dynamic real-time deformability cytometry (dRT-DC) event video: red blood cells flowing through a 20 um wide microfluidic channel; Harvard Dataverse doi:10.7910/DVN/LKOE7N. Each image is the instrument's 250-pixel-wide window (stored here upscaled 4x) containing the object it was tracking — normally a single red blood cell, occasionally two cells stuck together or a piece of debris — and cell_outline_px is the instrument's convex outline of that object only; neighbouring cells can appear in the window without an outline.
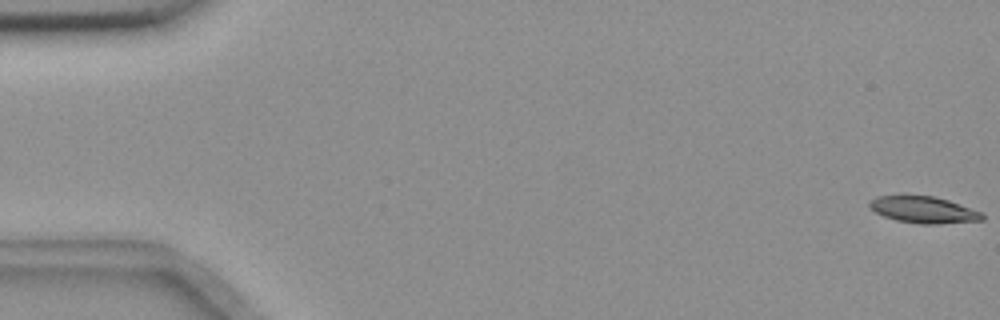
{"species": "common noctule bat (a hibernating species)", "species_latin": "Nyctalus noctula", "temperature_condition": "room temperature", "stored_images_in_passage": 57, "camera_frame_rate_fps": 3000, "um_per_image_px": 0.085, "animal": {"sex": "female", "body_mass_g": 18.4}, "frame": {"image": 1, "passage_image": 1, "time_ms": 0.0, "image_size_px": [1000, 320], "cell_outline_px": [[984, 220], [940, 224], [920, 224], [896, 220], [884, 216], [876, 212], [868, 204], [876, 196], [932, 196], [948, 200], [980, 212], [984, 216]], "centroid_in_image_um": [78.52, 17.84], "position_along_channel_um": 6.5, "area_um2": 17.17}}
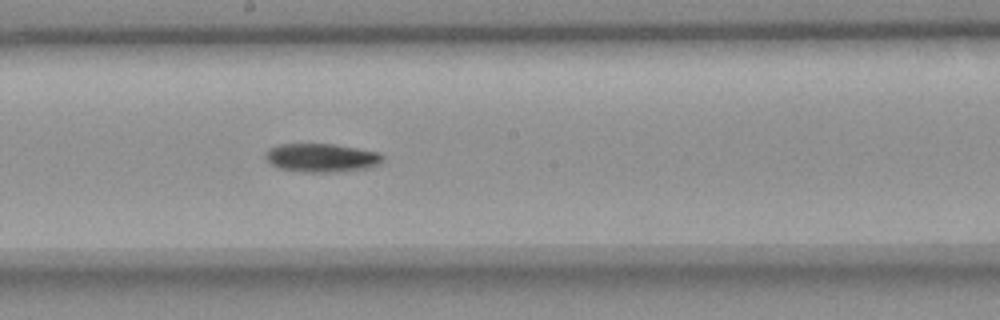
{"frame": {"image": 2, "passage_image": 31, "time_ms": 10.0, "image_size_px": [1000, 320], "cell_outline_px": [[384, 160], [380, 164], [368, 168], [336, 172], [308, 172], [280, 168], [272, 164], [264, 156], [268, 148], [280, 144], [332, 144], [380, 152], [384, 156]], "centroid_in_image_um": [27.37, 13.41], "position_along_channel_um": 220.8, "area_um2": 19.48}}
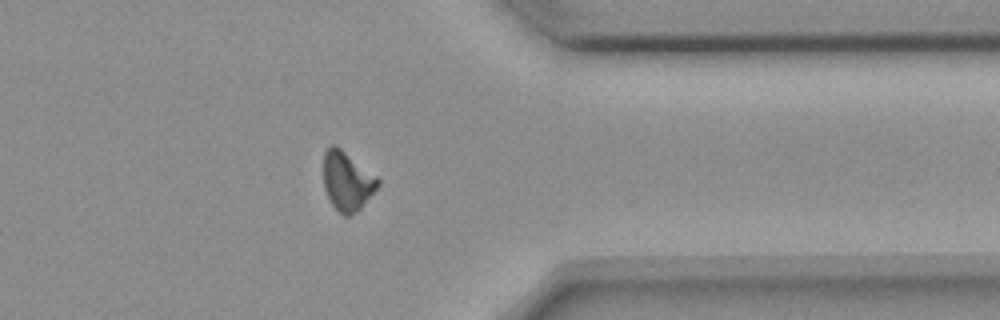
{"frame": {"image": 3, "passage_image": 45, "time_ms": 14.667, "image_size_px": [1000, 320], "cell_outline_px": [[380, 184], [360, 208], [356, 212], [348, 216], [344, 216], [332, 204], [324, 188], [324, 152], [332, 144], [340, 148], [376, 176], [380, 180]], "centroid_in_image_um": [29.5, 15.4], "position_along_channel_um": 381.9, "area_um2": 18.26}, "authors_computed_cell_mechanics": {"area_um2": 18.4382, "velocity_mm_per_s": 3.6568, "shape_relaxation_time_tau1_ms": 5.9337, "shape_relaxation_time_tau2_ms": null, "deformation_change_tau1": 0.1511, "deformation_change_tau2": null}}